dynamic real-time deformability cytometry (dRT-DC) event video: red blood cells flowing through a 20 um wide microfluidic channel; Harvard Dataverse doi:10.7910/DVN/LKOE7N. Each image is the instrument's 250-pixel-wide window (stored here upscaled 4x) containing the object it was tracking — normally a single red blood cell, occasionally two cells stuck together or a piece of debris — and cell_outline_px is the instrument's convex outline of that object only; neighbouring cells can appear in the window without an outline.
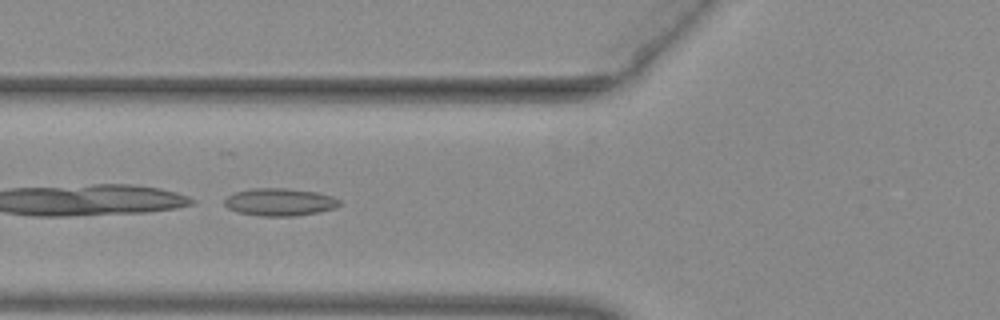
{"species": "common noctule bat (a hibernating species)", "species_latin": "Nyctalus noctula", "temperature_condition": "warm", "stored_images_in_passage": 43, "camera_frame_rate_fps": 3000, "um_per_image_px": 0.085, "animal": {"sex": "female", "body_mass_g": 29.2, "forearm_length_mm": 56.3}, "frame": {"image": 1, "passage_image": 13, "time_ms": 4.0, "image_size_px": [1000, 320], "cell_outline_px": [[340, 204], [336, 208], [296, 216], [260, 216], [236, 212], [228, 208], [224, 204], [224, 200], [228, 196], [236, 192], [252, 188], [284, 188], [316, 192], [332, 196], [340, 200]], "centroid_in_image_um": [23.76, 17.18], "position_along_channel_um": 102.0, "area_um2": 18.44}, "authors_computed_cell_mechanics": {"area_um2": 18.4382, "velocity_mm_per_s": 4.012, "shape_relaxation_time_tau1_ms": null, "shape_relaxation_time_tau2_ms": 2.8712, "deformation_change_tau1": null, "deformation_change_tau2": 0.1188}}